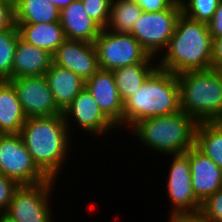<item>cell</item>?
I'll return each instance as SVG.
<instances>
[{
    "instance_id": "cell-1",
    "label": "cell",
    "mask_w": 222,
    "mask_h": 222,
    "mask_svg": "<svg viewBox=\"0 0 222 222\" xmlns=\"http://www.w3.org/2000/svg\"><path fill=\"white\" fill-rule=\"evenodd\" d=\"M20 136L37 167L48 178L57 180L72 150L63 114L27 118Z\"/></svg>"
},
{
    "instance_id": "cell-2",
    "label": "cell",
    "mask_w": 222,
    "mask_h": 222,
    "mask_svg": "<svg viewBox=\"0 0 222 222\" xmlns=\"http://www.w3.org/2000/svg\"><path fill=\"white\" fill-rule=\"evenodd\" d=\"M211 60L212 36L208 23L181 13L167 48L157 58L158 68L174 74L207 70L212 68Z\"/></svg>"
},
{
    "instance_id": "cell-3",
    "label": "cell",
    "mask_w": 222,
    "mask_h": 222,
    "mask_svg": "<svg viewBox=\"0 0 222 222\" xmlns=\"http://www.w3.org/2000/svg\"><path fill=\"white\" fill-rule=\"evenodd\" d=\"M176 74L157 68L139 89L123 102V127L139 121L180 111Z\"/></svg>"
},
{
    "instance_id": "cell-4",
    "label": "cell",
    "mask_w": 222,
    "mask_h": 222,
    "mask_svg": "<svg viewBox=\"0 0 222 222\" xmlns=\"http://www.w3.org/2000/svg\"><path fill=\"white\" fill-rule=\"evenodd\" d=\"M198 122L184 111L151 117L137 122L131 129L136 140L149 151L166 155L185 153L195 145Z\"/></svg>"
},
{
    "instance_id": "cell-5",
    "label": "cell",
    "mask_w": 222,
    "mask_h": 222,
    "mask_svg": "<svg viewBox=\"0 0 222 222\" xmlns=\"http://www.w3.org/2000/svg\"><path fill=\"white\" fill-rule=\"evenodd\" d=\"M176 76L182 111L198 123L222 121V70L210 68Z\"/></svg>"
},
{
    "instance_id": "cell-6",
    "label": "cell",
    "mask_w": 222,
    "mask_h": 222,
    "mask_svg": "<svg viewBox=\"0 0 222 222\" xmlns=\"http://www.w3.org/2000/svg\"><path fill=\"white\" fill-rule=\"evenodd\" d=\"M99 68L113 71L135 63H157L131 33L102 29L95 40Z\"/></svg>"
},
{
    "instance_id": "cell-7",
    "label": "cell",
    "mask_w": 222,
    "mask_h": 222,
    "mask_svg": "<svg viewBox=\"0 0 222 222\" xmlns=\"http://www.w3.org/2000/svg\"><path fill=\"white\" fill-rule=\"evenodd\" d=\"M57 181L49 178L33 185H19L4 214L15 222H56L50 203Z\"/></svg>"
},
{
    "instance_id": "cell-8",
    "label": "cell",
    "mask_w": 222,
    "mask_h": 222,
    "mask_svg": "<svg viewBox=\"0 0 222 222\" xmlns=\"http://www.w3.org/2000/svg\"><path fill=\"white\" fill-rule=\"evenodd\" d=\"M181 13L180 0L167 10L143 11L129 33L136 38L150 56L158 58L167 48Z\"/></svg>"
},
{
    "instance_id": "cell-9",
    "label": "cell",
    "mask_w": 222,
    "mask_h": 222,
    "mask_svg": "<svg viewBox=\"0 0 222 222\" xmlns=\"http://www.w3.org/2000/svg\"><path fill=\"white\" fill-rule=\"evenodd\" d=\"M0 174L19 185H33L49 179L34 163L20 134H0Z\"/></svg>"
},
{
    "instance_id": "cell-10",
    "label": "cell",
    "mask_w": 222,
    "mask_h": 222,
    "mask_svg": "<svg viewBox=\"0 0 222 222\" xmlns=\"http://www.w3.org/2000/svg\"><path fill=\"white\" fill-rule=\"evenodd\" d=\"M166 156L172 158L165 181L166 193L171 204L169 214L200 212L202 203L193 192L188 150L185 153Z\"/></svg>"
},
{
    "instance_id": "cell-11",
    "label": "cell",
    "mask_w": 222,
    "mask_h": 222,
    "mask_svg": "<svg viewBox=\"0 0 222 222\" xmlns=\"http://www.w3.org/2000/svg\"><path fill=\"white\" fill-rule=\"evenodd\" d=\"M63 116L72 136L74 128L72 130L71 127H79L78 130L81 129L83 133L86 132L85 134L88 133V135H93V137L95 136L96 138L98 135L99 138L100 136L105 137V135H109L111 131L113 132L118 129L103 113L86 87L80 91L72 103L63 111ZM73 121L74 124H72Z\"/></svg>"
},
{
    "instance_id": "cell-12",
    "label": "cell",
    "mask_w": 222,
    "mask_h": 222,
    "mask_svg": "<svg viewBox=\"0 0 222 222\" xmlns=\"http://www.w3.org/2000/svg\"><path fill=\"white\" fill-rule=\"evenodd\" d=\"M9 81L27 118L63 114L54 101L45 76H24Z\"/></svg>"
},
{
    "instance_id": "cell-13",
    "label": "cell",
    "mask_w": 222,
    "mask_h": 222,
    "mask_svg": "<svg viewBox=\"0 0 222 222\" xmlns=\"http://www.w3.org/2000/svg\"><path fill=\"white\" fill-rule=\"evenodd\" d=\"M53 63L87 81L100 68L94 43L66 39L53 55Z\"/></svg>"
},
{
    "instance_id": "cell-14",
    "label": "cell",
    "mask_w": 222,
    "mask_h": 222,
    "mask_svg": "<svg viewBox=\"0 0 222 222\" xmlns=\"http://www.w3.org/2000/svg\"><path fill=\"white\" fill-rule=\"evenodd\" d=\"M85 87L103 113L120 129L123 128V101L115 84L113 71L99 69L87 81Z\"/></svg>"
},
{
    "instance_id": "cell-15",
    "label": "cell",
    "mask_w": 222,
    "mask_h": 222,
    "mask_svg": "<svg viewBox=\"0 0 222 222\" xmlns=\"http://www.w3.org/2000/svg\"><path fill=\"white\" fill-rule=\"evenodd\" d=\"M193 192L202 203L222 189V170L195 145L188 149Z\"/></svg>"
},
{
    "instance_id": "cell-16",
    "label": "cell",
    "mask_w": 222,
    "mask_h": 222,
    "mask_svg": "<svg viewBox=\"0 0 222 222\" xmlns=\"http://www.w3.org/2000/svg\"><path fill=\"white\" fill-rule=\"evenodd\" d=\"M60 23L68 40L95 43L102 28L88 16L81 0H74L60 11Z\"/></svg>"
},
{
    "instance_id": "cell-17",
    "label": "cell",
    "mask_w": 222,
    "mask_h": 222,
    "mask_svg": "<svg viewBox=\"0 0 222 222\" xmlns=\"http://www.w3.org/2000/svg\"><path fill=\"white\" fill-rule=\"evenodd\" d=\"M52 64V54L19 37L12 66V78L44 76Z\"/></svg>"
},
{
    "instance_id": "cell-18",
    "label": "cell",
    "mask_w": 222,
    "mask_h": 222,
    "mask_svg": "<svg viewBox=\"0 0 222 222\" xmlns=\"http://www.w3.org/2000/svg\"><path fill=\"white\" fill-rule=\"evenodd\" d=\"M44 76L48 82L54 101L62 112L85 87V81L77 74L54 63Z\"/></svg>"
},
{
    "instance_id": "cell-19",
    "label": "cell",
    "mask_w": 222,
    "mask_h": 222,
    "mask_svg": "<svg viewBox=\"0 0 222 222\" xmlns=\"http://www.w3.org/2000/svg\"><path fill=\"white\" fill-rule=\"evenodd\" d=\"M26 119L13 84L0 80V134H20Z\"/></svg>"
},
{
    "instance_id": "cell-20",
    "label": "cell",
    "mask_w": 222,
    "mask_h": 222,
    "mask_svg": "<svg viewBox=\"0 0 222 222\" xmlns=\"http://www.w3.org/2000/svg\"><path fill=\"white\" fill-rule=\"evenodd\" d=\"M22 40L54 55L67 39L59 22L40 24H15Z\"/></svg>"
},
{
    "instance_id": "cell-21",
    "label": "cell",
    "mask_w": 222,
    "mask_h": 222,
    "mask_svg": "<svg viewBox=\"0 0 222 222\" xmlns=\"http://www.w3.org/2000/svg\"><path fill=\"white\" fill-rule=\"evenodd\" d=\"M158 68V63H135L113 70L116 87L124 102Z\"/></svg>"
},
{
    "instance_id": "cell-22",
    "label": "cell",
    "mask_w": 222,
    "mask_h": 222,
    "mask_svg": "<svg viewBox=\"0 0 222 222\" xmlns=\"http://www.w3.org/2000/svg\"><path fill=\"white\" fill-rule=\"evenodd\" d=\"M15 24H40L60 21V10L49 0H18L14 6Z\"/></svg>"
},
{
    "instance_id": "cell-23",
    "label": "cell",
    "mask_w": 222,
    "mask_h": 222,
    "mask_svg": "<svg viewBox=\"0 0 222 222\" xmlns=\"http://www.w3.org/2000/svg\"><path fill=\"white\" fill-rule=\"evenodd\" d=\"M195 146L222 170V121L199 122Z\"/></svg>"
},
{
    "instance_id": "cell-24",
    "label": "cell",
    "mask_w": 222,
    "mask_h": 222,
    "mask_svg": "<svg viewBox=\"0 0 222 222\" xmlns=\"http://www.w3.org/2000/svg\"><path fill=\"white\" fill-rule=\"evenodd\" d=\"M142 12L134 0H111L110 17L105 29L129 33Z\"/></svg>"
},
{
    "instance_id": "cell-25",
    "label": "cell",
    "mask_w": 222,
    "mask_h": 222,
    "mask_svg": "<svg viewBox=\"0 0 222 222\" xmlns=\"http://www.w3.org/2000/svg\"><path fill=\"white\" fill-rule=\"evenodd\" d=\"M19 37L16 25L0 32V80L12 79V66Z\"/></svg>"
},
{
    "instance_id": "cell-26",
    "label": "cell",
    "mask_w": 222,
    "mask_h": 222,
    "mask_svg": "<svg viewBox=\"0 0 222 222\" xmlns=\"http://www.w3.org/2000/svg\"><path fill=\"white\" fill-rule=\"evenodd\" d=\"M220 0H180L182 13L192 20L208 23Z\"/></svg>"
},
{
    "instance_id": "cell-27",
    "label": "cell",
    "mask_w": 222,
    "mask_h": 222,
    "mask_svg": "<svg viewBox=\"0 0 222 222\" xmlns=\"http://www.w3.org/2000/svg\"><path fill=\"white\" fill-rule=\"evenodd\" d=\"M84 10L102 29H105L109 17L111 0H81Z\"/></svg>"
},
{
    "instance_id": "cell-28",
    "label": "cell",
    "mask_w": 222,
    "mask_h": 222,
    "mask_svg": "<svg viewBox=\"0 0 222 222\" xmlns=\"http://www.w3.org/2000/svg\"><path fill=\"white\" fill-rule=\"evenodd\" d=\"M200 213L207 222H222V189L202 202Z\"/></svg>"
},
{
    "instance_id": "cell-29",
    "label": "cell",
    "mask_w": 222,
    "mask_h": 222,
    "mask_svg": "<svg viewBox=\"0 0 222 222\" xmlns=\"http://www.w3.org/2000/svg\"><path fill=\"white\" fill-rule=\"evenodd\" d=\"M18 187L19 184L16 181L0 174V214L6 212Z\"/></svg>"
},
{
    "instance_id": "cell-30",
    "label": "cell",
    "mask_w": 222,
    "mask_h": 222,
    "mask_svg": "<svg viewBox=\"0 0 222 222\" xmlns=\"http://www.w3.org/2000/svg\"><path fill=\"white\" fill-rule=\"evenodd\" d=\"M15 25L14 6L7 1L0 0V32Z\"/></svg>"
},
{
    "instance_id": "cell-31",
    "label": "cell",
    "mask_w": 222,
    "mask_h": 222,
    "mask_svg": "<svg viewBox=\"0 0 222 222\" xmlns=\"http://www.w3.org/2000/svg\"><path fill=\"white\" fill-rule=\"evenodd\" d=\"M144 12L170 9L178 0H134Z\"/></svg>"
},
{
    "instance_id": "cell-32",
    "label": "cell",
    "mask_w": 222,
    "mask_h": 222,
    "mask_svg": "<svg viewBox=\"0 0 222 222\" xmlns=\"http://www.w3.org/2000/svg\"><path fill=\"white\" fill-rule=\"evenodd\" d=\"M212 38L222 36V0L219 1L212 19L208 22Z\"/></svg>"
},
{
    "instance_id": "cell-33",
    "label": "cell",
    "mask_w": 222,
    "mask_h": 222,
    "mask_svg": "<svg viewBox=\"0 0 222 222\" xmlns=\"http://www.w3.org/2000/svg\"><path fill=\"white\" fill-rule=\"evenodd\" d=\"M212 68L222 70V36L212 38Z\"/></svg>"
},
{
    "instance_id": "cell-34",
    "label": "cell",
    "mask_w": 222,
    "mask_h": 222,
    "mask_svg": "<svg viewBox=\"0 0 222 222\" xmlns=\"http://www.w3.org/2000/svg\"><path fill=\"white\" fill-rule=\"evenodd\" d=\"M168 222H207L200 212L169 214Z\"/></svg>"
},
{
    "instance_id": "cell-35",
    "label": "cell",
    "mask_w": 222,
    "mask_h": 222,
    "mask_svg": "<svg viewBox=\"0 0 222 222\" xmlns=\"http://www.w3.org/2000/svg\"><path fill=\"white\" fill-rule=\"evenodd\" d=\"M53 5H55L60 11L71 4L74 0H49Z\"/></svg>"
},
{
    "instance_id": "cell-36",
    "label": "cell",
    "mask_w": 222,
    "mask_h": 222,
    "mask_svg": "<svg viewBox=\"0 0 222 222\" xmlns=\"http://www.w3.org/2000/svg\"><path fill=\"white\" fill-rule=\"evenodd\" d=\"M0 222H15L11 220L8 216H6L4 213L0 214Z\"/></svg>"
},
{
    "instance_id": "cell-37",
    "label": "cell",
    "mask_w": 222,
    "mask_h": 222,
    "mask_svg": "<svg viewBox=\"0 0 222 222\" xmlns=\"http://www.w3.org/2000/svg\"><path fill=\"white\" fill-rule=\"evenodd\" d=\"M4 1H7L9 2L10 4H12L13 6H15L18 2V0H4Z\"/></svg>"
}]
</instances>
